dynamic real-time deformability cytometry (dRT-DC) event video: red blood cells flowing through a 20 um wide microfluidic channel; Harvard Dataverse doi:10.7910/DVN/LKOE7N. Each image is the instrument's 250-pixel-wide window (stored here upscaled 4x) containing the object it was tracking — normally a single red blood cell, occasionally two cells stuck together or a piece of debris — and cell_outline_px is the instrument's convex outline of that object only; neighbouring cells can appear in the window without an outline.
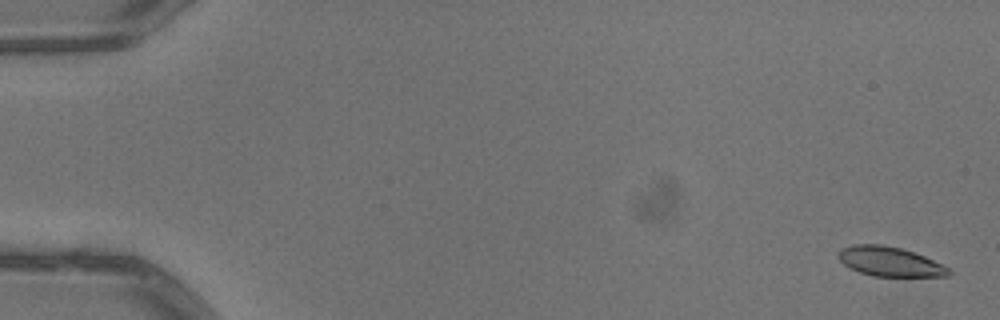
{"species": "common noctule bat (a hibernating species)", "species_latin": "Nyctalus noctula", "temperature_condition": "warm", "stored_images_in_passage": 5, "camera_frame_rate_fps": 3000, "um_per_image_px": 0.085, "animal": {"sex": "male", "body_mass_g": 13.3}, "frame": {"image": 1, "passage_image": 1, "time_ms": 0.0, "image_size_px": [1000, 320], "cell_outline_px": [[952, 272], [948, 276], [872, 276], [860, 272], [844, 264], [836, 256], [836, 252], [840, 248], [856, 244], [880, 244], [900, 248], [924, 256], [948, 268]], "centroid_in_image_um": [75.58, 22.23], "position_along_channel_um": 9.4, "area_um2": 18.79}}